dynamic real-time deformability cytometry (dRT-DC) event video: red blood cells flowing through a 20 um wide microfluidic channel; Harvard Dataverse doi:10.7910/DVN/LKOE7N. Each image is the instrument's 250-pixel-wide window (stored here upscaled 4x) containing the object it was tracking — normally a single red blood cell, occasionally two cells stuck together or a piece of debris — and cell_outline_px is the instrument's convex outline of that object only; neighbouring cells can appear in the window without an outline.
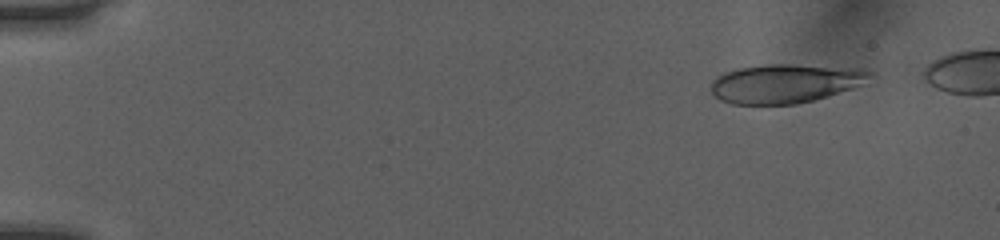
{"species": "human", "species_latin": "Homo sapiens", "temperature_condition": "room temperature", "stored_images_in_passage": 46, "camera_frame_rate_fps": 3000, "um_per_image_px": 0.085, "donor": {"sex": "female"}, "frame": {"image": 1, "passage_image": 2, "time_ms": 0.333, "image_size_px": [1000, 240], "cell_outline_px": [[876, 76], [852, 88], [828, 96], [796, 104], [732, 104], [720, 100], [712, 92], [712, 80], [716, 76], [724, 72], [736, 68], [764, 64], [792, 64], [864, 68], [872, 72]], "centroid_in_image_um": [66.76, 7.07], "position_along_channel_um": 18.2, "area_um2": 36.36}}
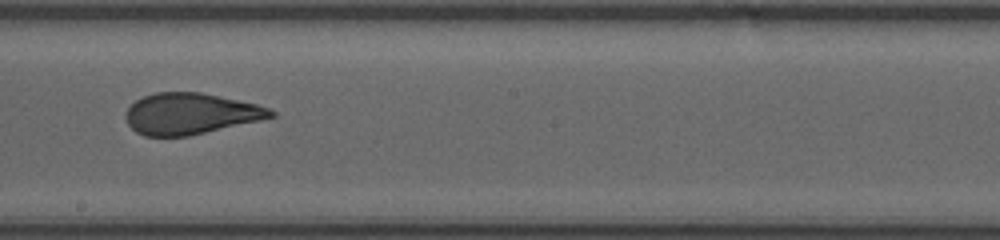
{"frame": {"image": 2, "passage_image": 27, "time_ms": 8.667, "image_size_px": [1000, 240], "cell_outline_px": [[276, 116], [260, 120], [188, 136], [144, 136], [136, 132], [128, 124], [124, 116], [128, 108], [136, 100], [144, 96], [156, 92], [200, 92], [256, 104], [268, 108], [276, 112]], "centroid_in_image_um": [16.16, 9.67], "position_along_channel_um": 232.0, "area_um2": 34.56}}
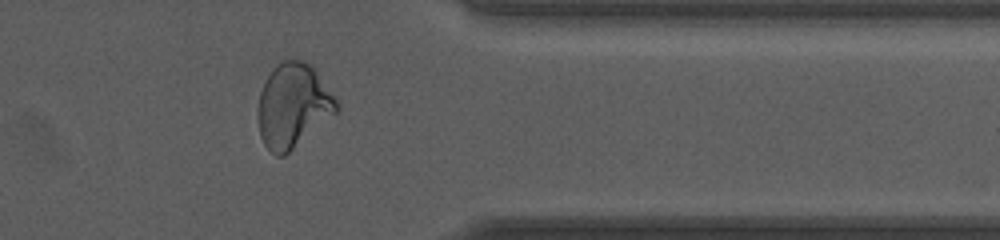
{"frame": {"image": 3, "passage_image": 39, "time_ms": 12.667, "image_size_px": [1000, 240], "cell_outline_px": [[340, 108], [336, 112], [284, 156], [276, 156], [264, 144], [260, 136], [256, 116], [256, 108], [260, 92], [264, 80], [272, 68], [280, 60], [304, 60], [312, 64], [316, 68], [340, 104]], "centroid_in_image_um": [24.88, 8.93], "position_along_channel_um": 386.5, "area_um2": 39.07}}